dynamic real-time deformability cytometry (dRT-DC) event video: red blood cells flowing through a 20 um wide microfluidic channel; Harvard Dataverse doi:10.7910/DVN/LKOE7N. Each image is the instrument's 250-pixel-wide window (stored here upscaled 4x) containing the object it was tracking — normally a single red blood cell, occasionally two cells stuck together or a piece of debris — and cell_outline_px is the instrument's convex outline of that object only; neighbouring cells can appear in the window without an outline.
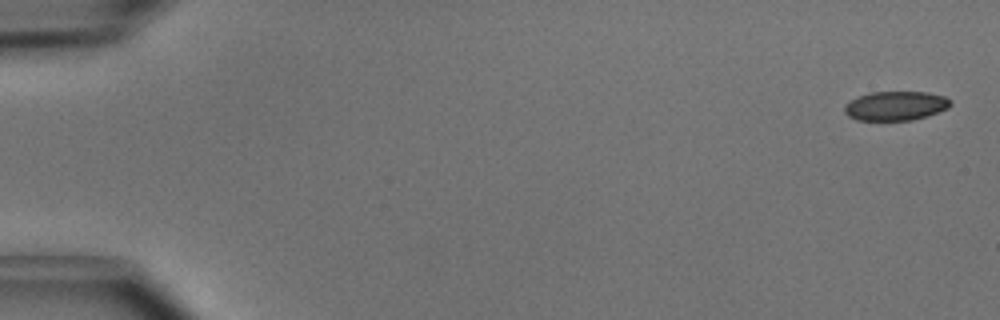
{"species": "common noctule bat (a hibernating species)", "species_latin": "Nyctalus noctula", "temperature_condition": "cold", "stored_images_in_passage": 4, "camera_frame_rate_fps": 3000, "um_per_image_px": 0.085, "animal": {"sex": "male", "body_mass_g": 15.6}, "frame": {"image": 1, "passage_image": 1, "time_ms": 0.0, "image_size_px": [1000, 320], "cell_outline_px": [[952, 104], [948, 108], [928, 116], [912, 120], [856, 120], [848, 116], [844, 112], [844, 104], [848, 100], [856, 96], [872, 92], [928, 92], [944, 96], [952, 100]], "centroid_in_image_um": [76.11, 8.99], "position_along_channel_um": 8.9, "area_um2": 18.32}}
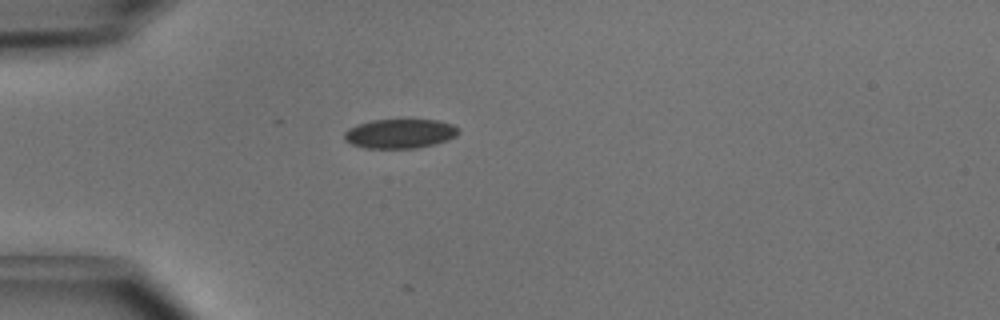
{"frame": {"image": 2, "passage_image": 4, "time_ms": 1.0, "image_size_px": [1000, 320], "cell_outline_px": [[460, 132], [456, 136], [448, 140], [436, 144], [416, 148], [364, 148], [352, 144], [344, 140], [344, 132], [348, 128], [356, 124], [372, 120], [436, 120], [452, 124], [460, 128]], "centroid_in_image_um": [34.0, 11.36], "position_along_channel_um": 51.0, "area_um2": 19.71}}